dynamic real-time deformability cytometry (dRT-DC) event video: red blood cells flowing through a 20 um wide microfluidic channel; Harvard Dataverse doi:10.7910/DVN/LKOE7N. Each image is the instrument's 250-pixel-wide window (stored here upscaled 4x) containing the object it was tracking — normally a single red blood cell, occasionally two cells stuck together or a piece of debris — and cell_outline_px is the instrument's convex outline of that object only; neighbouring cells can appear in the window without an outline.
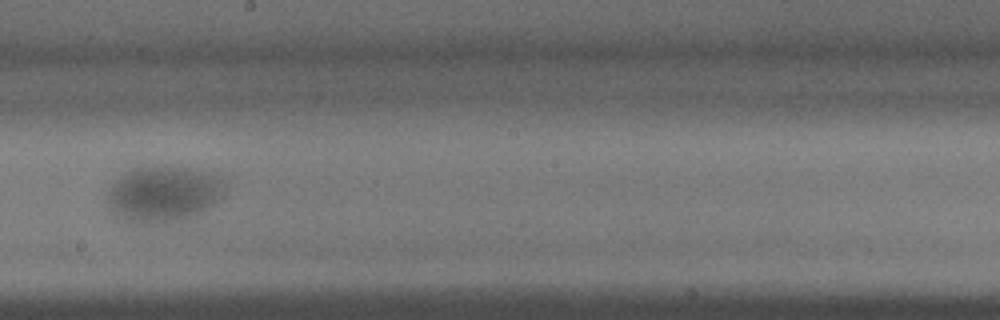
{"species": "common noctule bat (a hibernating species)", "species_latin": "Nyctalus noctula", "temperature_condition": "warm", "stored_images_in_passage": 28, "camera_frame_rate_fps": 3000, "um_per_image_px": 0.085, "animal": {"sex": "male", "body_mass_g": 15.6}, "frame": {"image": 1, "passage_image": 12, "time_ms": 3.667, "image_size_px": [1000, 320], "cell_outline_px": [[224, 184], [220, 196], [212, 204], [200, 212], [192, 216], [180, 220], [140, 224], [136, 224], [124, 220], [112, 212], [108, 200], [108, 196], [116, 180], [128, 172], [136, 168], [184, 168], [200, 172], [212, 176], [220, 180]], "centroid_in_image_um": [13.83, 16.54], "position_along_channel_um": 234.4, "area_um2": 36.41}}
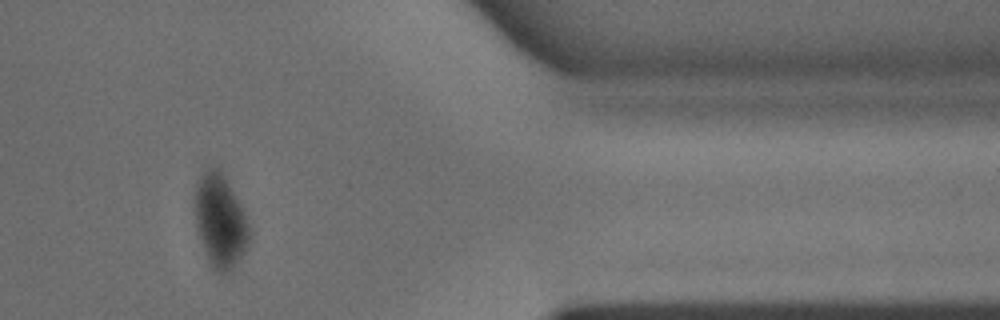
{"frame": {"image": 2, "passage_image": 22, "time_ms": 7.0, "image_size_px": [1000, 320], "cell_outline_px": [[248, 244], [244, 252], [236, 264], [232, 268], [224, 272], [220, 272], [208, 260], [200, 240], [196, 224], [196, 184], [204, 168], [220, 168], [240, 204], [244, 212], [248, 224]], "centroid_in_image_um": [18.71, 18.73], "position_along_channel_um": 392.7, "area_um2": 28.67}}
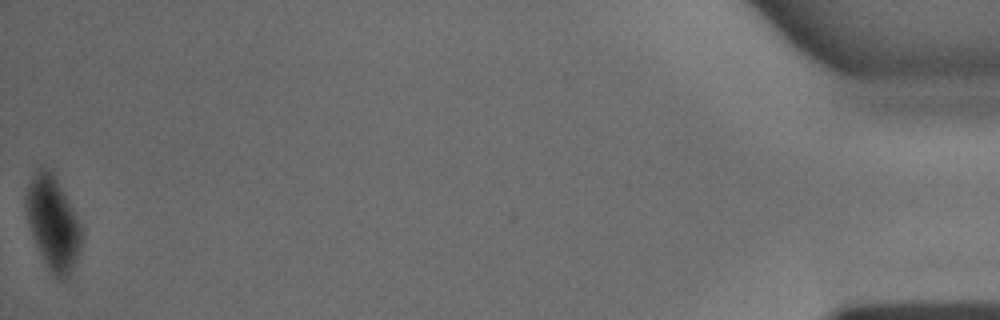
{"frame": {"image": 3, "passage_image": 28, "time_ms": 9.0, "image_size_px": [1000, 320], "cell_outline_px": [[80, 244], [72, 268], [68, 276], [60, 280], [52, 276], [44, 264], [28, 224], [24, 208], [24, 196], [28, 184], [36, 168], [44, 168], [52, 172], [80, 228]], "centroid_in_image_um": [4.4, 18.99], "position_along_channel_um": 430.8, "area_um2": 29.19}}